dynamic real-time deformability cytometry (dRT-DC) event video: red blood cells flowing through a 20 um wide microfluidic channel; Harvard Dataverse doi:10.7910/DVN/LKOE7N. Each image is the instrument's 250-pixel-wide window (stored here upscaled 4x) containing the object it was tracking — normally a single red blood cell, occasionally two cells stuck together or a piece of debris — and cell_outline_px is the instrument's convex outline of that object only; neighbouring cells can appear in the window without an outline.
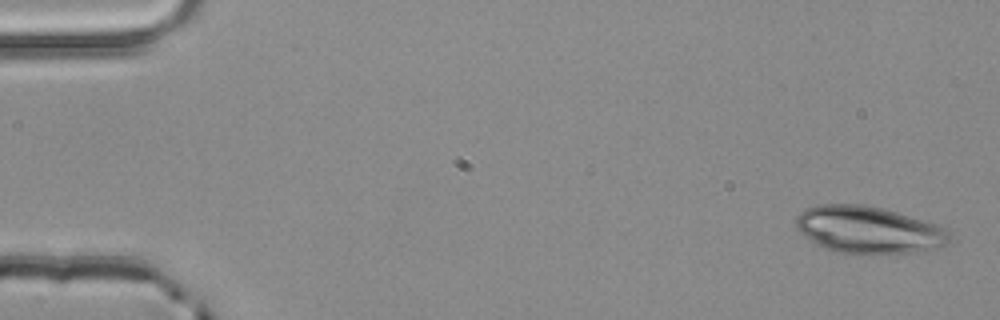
{"species": "common noctule bat (a hibernating species)", "species_latin": "Nyctalus noctula", "temperature_condition": "room temperature", "stored_images_in_passage": 3, "camera_frame_rate_fps": 3000, "um_per_image_px": 0.085, "animal": {"sex": "male", "body_mass_g": 20.4}, "frame": {"image": 1, "passage_image": 3, "time_ms": 0.667, "image_size_px": [1000, 320], "cell_outline_px": [[952, 240], [948, 244], [928, 252], [868, 256], [856, 256], [836, 252], [824, 248], [816, 244], [804, 236], [796, 228], [796, 216], [804, 208], [820, 204], [860, 204], [884, 208], [940, 224], [948, 228], [952, 232]], "centroid_in_image_um": [73.92, 19.58], "position_along_channel_um": 11.1, "area_um2": 44.1}}